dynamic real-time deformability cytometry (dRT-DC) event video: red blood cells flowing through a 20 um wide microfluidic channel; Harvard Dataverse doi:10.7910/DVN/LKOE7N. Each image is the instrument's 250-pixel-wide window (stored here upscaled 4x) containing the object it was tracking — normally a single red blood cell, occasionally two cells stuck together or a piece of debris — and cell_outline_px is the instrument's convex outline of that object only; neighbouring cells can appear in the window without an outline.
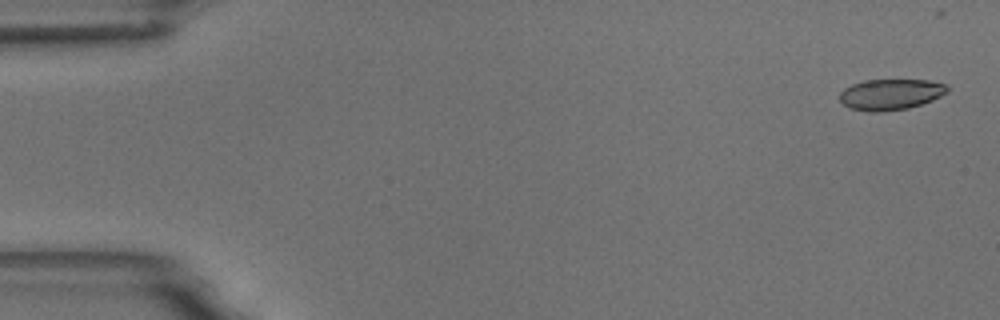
{"species": "common noctule bat (a hibernating species)", "species_latin": "Nyctalus noctula", "temperature_condition": "room temperature", "stored_images_in_passage": 6, "camera_frame_rate_fps": 3000, "um_per_image_px": 0.085, "animal": {"sex": "male", "body_mass_g": 18.8}, "frame": {"image": 1, "passage_image": 1, "time_ms": 0.0, "image_size_px": [1000, 320], "cell_outline_px": [[948, 92], [932, 100], [908, 108], [880, 112], [868, 112], [852, 108], [844, 104], [840, 100], [840, 92], [844, 88], [852, 84], [864, 80], [928, 80], [944, 84], [948, 88]], "centroid_in_image_um": [75.69, 8.02], "position_along_channel_um": 9.3, "area_um2": 19.25}}
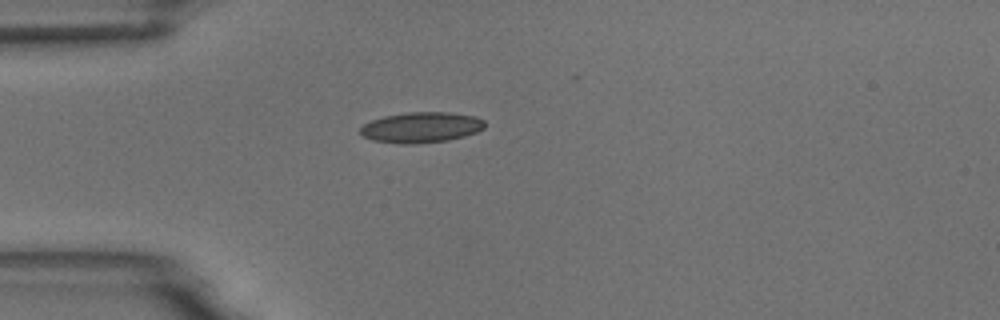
{"frame": {"image": 2, "passage_image": 4, "time_ms": 4.333, "image_size_px": [1000, 320], "cell_outline_px": [[484, 128], [476, 132], [464, 136], [448, 140], [416, 144], [400, 144], [372, 140], [364, 136], [360, 132], [360, 128], [364, 124], [372, 120], [384, 116], [408, 112], [448, 112], [476, 116], [484, 120]], "centroid_in_image_um": [35.81, 10.83], "position_along_channel_um": 49.2, "area_um2": 22.2}}